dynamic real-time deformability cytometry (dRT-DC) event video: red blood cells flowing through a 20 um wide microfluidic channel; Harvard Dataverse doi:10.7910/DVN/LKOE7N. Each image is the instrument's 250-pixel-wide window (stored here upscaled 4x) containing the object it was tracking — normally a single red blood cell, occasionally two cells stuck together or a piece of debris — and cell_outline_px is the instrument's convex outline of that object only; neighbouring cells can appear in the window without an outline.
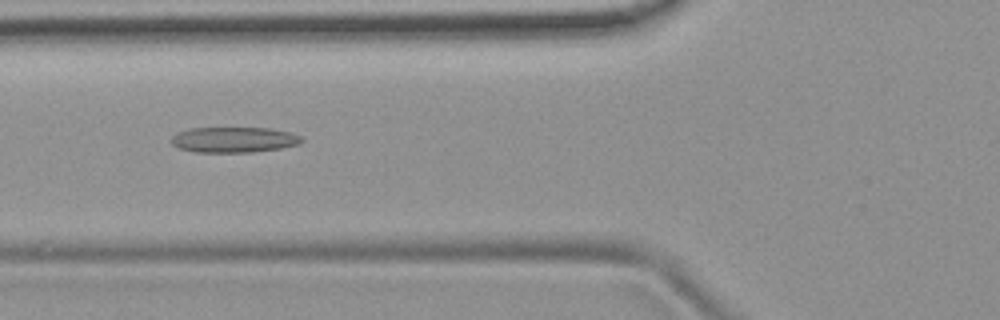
{"species": "common noctule bat (a hibernating species)", "species_latin": "Nyctalus noctula", "temperature_condition": "room temperature", "stored_images_in_passage": 53, "camera_frame_rate_fps": 3000, "um_per_image_px": 0.085, "animal": {"sex": "female", "body_mass_g": 19.9}, "frame": {"image": 1, "passage_image": 20, "time_ms": 6.333, "image_size_px": [1000, 320], "cell_outline_px": [[304, 140], [300, 144], [280, 148], [252, 152], [196, 152], [180, 148], [172, 144], [172, 136], [188, 128], [272, 128], [288, 132], [300, 136]], "centroid_in_image_um": [19.9, 11.87], "position_along_channel_um": 105.9, "area_um2": 19.25}}
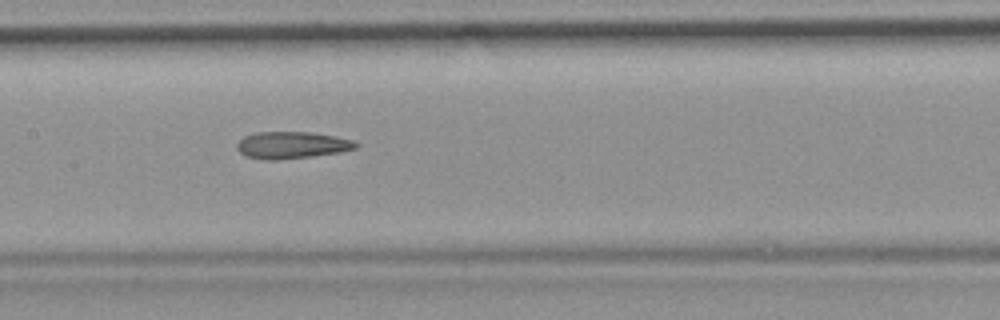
{"frame": {"image": 2, "passage_image": 26, "time_ms": 8.333, "image_size_px": [1000, 320], "cell_outline_px": [[360, 144], [356, 148], [340, 152], [276, 160], [268, 160], [244, 156], [236, 148], [236, 144], [244, 136], [256, 132], [312, 132], [352, 140]], "centroid_in_image_um": [24.77, 12.33], "position_along_channel_um": 182.6, "area_um2": 18.5}}
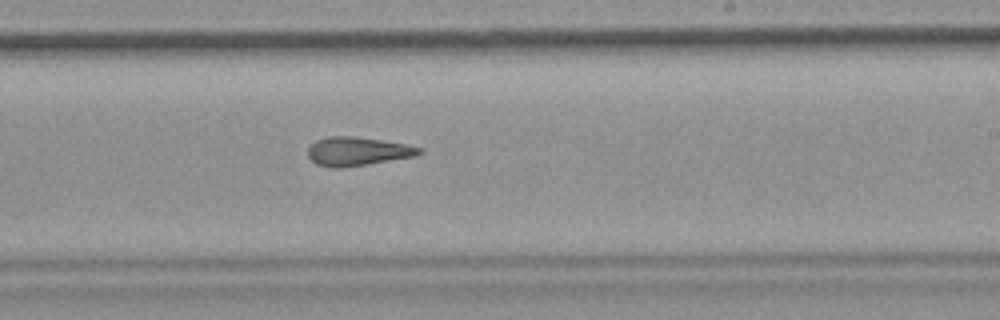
{"frame": {"image": 3, "passage_image": 32, "time_ms": 10.333, "image_size_px": [1000, 320], "cell_outline_px": [[424, 152], [416, 156], [344, 168], [332, 168], [316, 164], [308, 156], [308, 148], [316, 140], [328, 136], [352, 136], [380, 140], [404, 144], [420, 148]], "centroid_in_image_um": [30.36, 12.87], "position_along_channel_um": 258.6, "area_um2": 18.55}, "authors_computed_cell_mechanics": {"area_um2": 19.4208, "velocity_mm_per_s": 3.8209, "shape_relaxation_time_tau1_ms": null, "shape_relaxation_time_tau2_ms": 4.753, "deformation_change_tau1": null, "deformation_change_tau2": 0.1686}}